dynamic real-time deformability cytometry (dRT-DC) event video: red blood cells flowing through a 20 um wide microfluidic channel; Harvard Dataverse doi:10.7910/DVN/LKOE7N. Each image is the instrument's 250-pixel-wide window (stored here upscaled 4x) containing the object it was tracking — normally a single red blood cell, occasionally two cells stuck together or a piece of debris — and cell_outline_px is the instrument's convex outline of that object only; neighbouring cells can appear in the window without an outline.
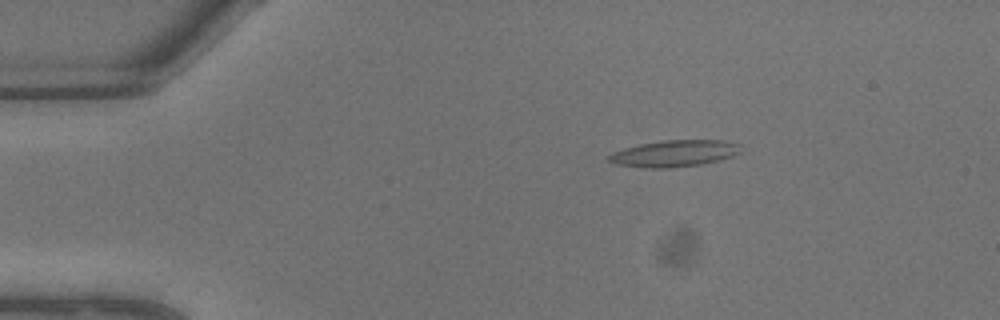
{"species": "common noctule bat (a hibernating species)", "species_latin": "Nyctalus noctula", "temperature_condition": "warm", "stored_images_in_passage": 11, "camera_frame_rate_fps": 3000, "um_per_image_px": 0.085, "animal": {"sex": "male", "body_mass_g": 13.3}, "frame": {"image": 1, "passage_image": 4, "time_ms": 1.0, "image_size_px": [1000, 320], "cell_outline_px": [[740, 152], [732, 156], [720, 160], [704, 164], [668, 168], [644, 168], [616, 164], [608, 160], [608, 156], [612, 152], [624, 148], [640, 144], [664, 140], [724, 140], [740, 144]], "centroid_in_image_um": [57.33, 13.04], "position_along_channel_um": 27.7, "area_um2": 20.52}}
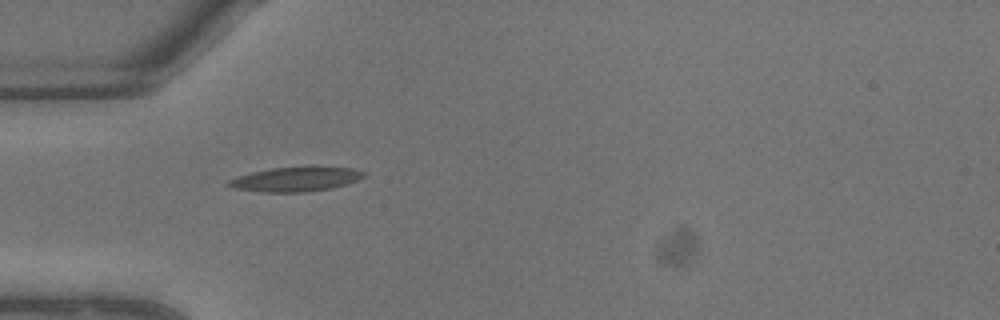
{"frame": {"image": 2, "passage_image": 7, "time_ms": 2.0, "image_size_px": [1000, 320], "cell_outline_px": [[364, 176], [356, 180], [332, 188], [304, 192], [260, 192], [232, 188], [224, 184], [228, 180], [240, 176], [272, 168], [352, 168], [364, 172]], "centroid_in_image_um": [25.06, 15.26], "position_along_channel_um": 59.9, "area_um2": 18.55}}
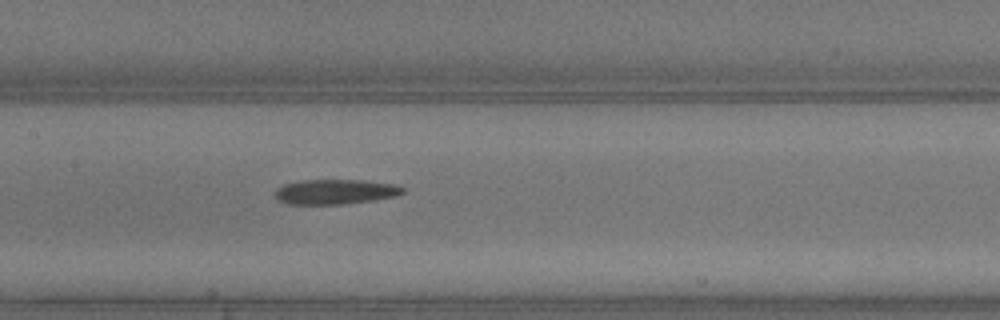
{"frame": {"image": 3, "passage_image": 11, "time_ms": 3.333, "image_size_px": [1000, 320], "cell_outline_px": [[404, 192], [396, 196], [372, 200], [344, 204], [288, 204], [276, 200], [272, 196], [276, 188], [284, 184], [300, 180], [364, 180], [392, 184], [404, 188]], "centroid_in_image_um": [28.41, 16.3], "position_along_channel_um": 179.0, "area_um2": 18.67}}